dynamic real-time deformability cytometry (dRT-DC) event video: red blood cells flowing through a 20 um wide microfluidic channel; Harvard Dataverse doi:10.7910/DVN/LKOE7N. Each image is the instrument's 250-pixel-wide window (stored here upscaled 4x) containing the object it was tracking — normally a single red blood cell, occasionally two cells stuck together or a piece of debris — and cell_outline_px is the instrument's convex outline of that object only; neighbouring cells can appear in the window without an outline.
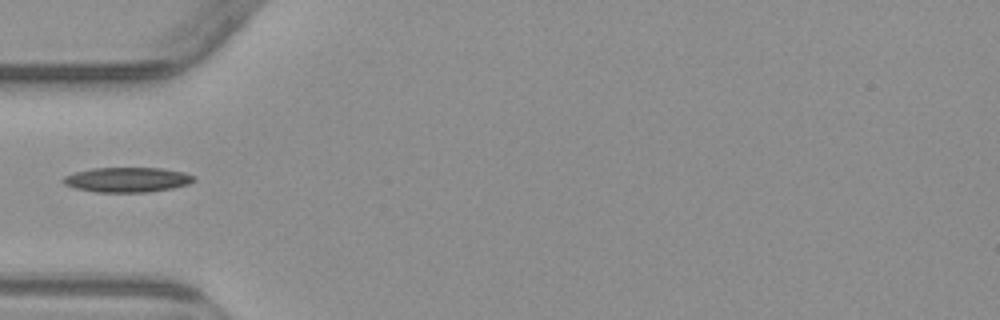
{"species": "common noctule bat (a hibernating species)", "species_latin": "Nyctalus noctula", "temperature_condition": "warm", "stored_images_in_passage": 6, "camera_frame_rate_fps": 3000, "um_per_image_px": 0.085, "animal": {"sex": "male", "body_mass_g": 23.1, "forearm_length_mm": 52.7}, "frame": {"image": 1, "passage_image": 5, "time_ms": 5.0, "image_size_px": [1000, 320], "cell_outline_px": [[196, 180], [188, 184], [172, 188], [148, 192], [96, 192], [76, 188], [64, 184], [60, 180], [64, 176], [76, 172], [92, 168], [164, 168], [184, 172], [196, 176]], "centroid_in_image_um": [10.84, 15.27], "position_along_channel_um": 74.2, "area_um2": 19.02}}
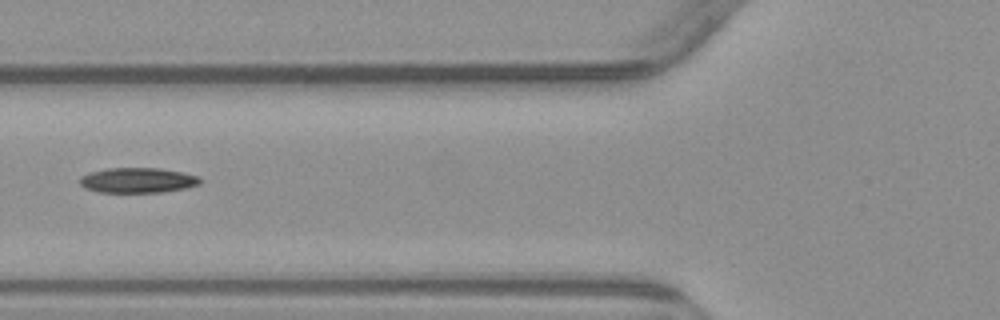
{"frame": {"image": 2, "passage_image": 6, "time_ms": 6.0, "image_size_px": [1000, 320], "cell_outline_px": [[200, 184], [184, 188], [164, 192], [100, 192], [84, 188], [80, 184], [80, 176], [92, 172], [108, 168], [160, 168], [184, 172], [200, 176]], "centroid_in_image_um": [11.72, 15.32], "position_along_channel_um": 114.1, "area_um2": 17.63}}